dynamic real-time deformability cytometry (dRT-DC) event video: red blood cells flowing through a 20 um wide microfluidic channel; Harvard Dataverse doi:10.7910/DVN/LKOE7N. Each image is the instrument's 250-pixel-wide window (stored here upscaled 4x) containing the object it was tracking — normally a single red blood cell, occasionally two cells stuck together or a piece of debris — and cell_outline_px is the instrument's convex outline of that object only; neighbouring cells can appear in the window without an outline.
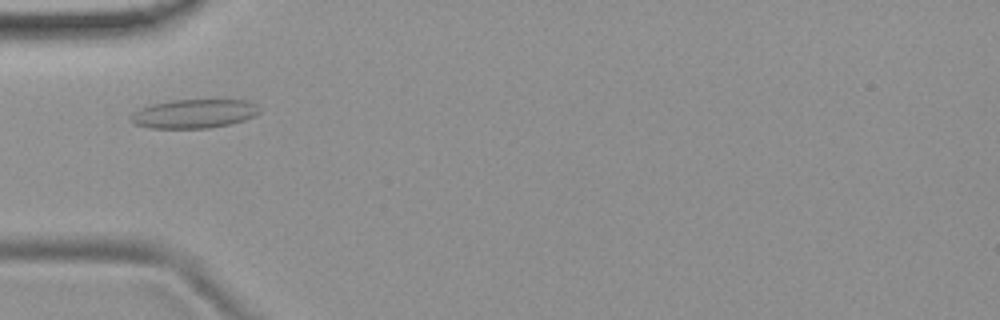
{"species": "common noctule bat (a hibernating species)", "species_latin": "Nyctalus noctula", "temperature_condition": "room temperature", "stored_images_in_passage": 31, "camera_frame_rate_fps": 3000, "um_per_image_px": 0.085, "animal": {"sex": "female", "body_mass_g": 19.9}, "frame": {"image": 1, "passage_image": 2, "time_ms": 0.333, "image_size_px": [1000, 320], "cell_outline_px": [[260, 112], [244, 120], [228, 124], [208, 128], [152, 128], [136, 124], [128, 120], [128, 116], [132, 112], [140, 108], [152, 104], [172, 100], [248, 100], [256, 104], [260, 108]], "centroid_in_image_um": [16.46, 9.66], "position_along_channel_um": 68.5, "area_um2": 21.68}}
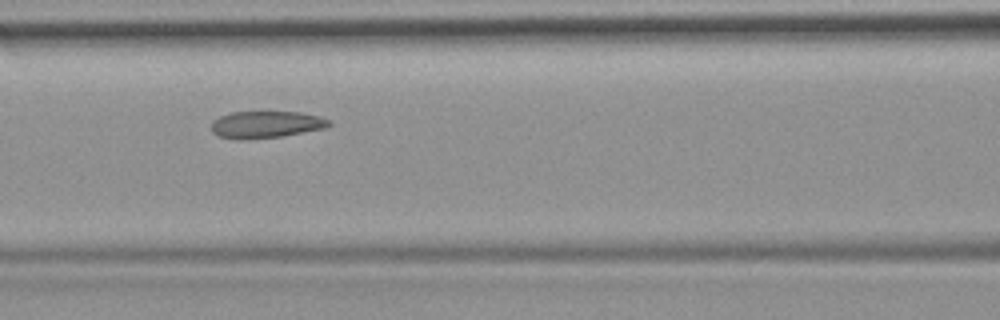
{"frame": {"image": 2, "passage_image": 8, "time_ms": 2.333, "image_size_px": [1000, 320], "cell_outline_px": [[332, 124], [324, 128], [284, 136], [244, 140], [236, 140], [216, 136], [212, 132], [212, 120], [228, 112], [300, 112], [320, 116], [332, 120]], "centroid_in_image_um": [22.59, 10.59], "position_along_channel_um": 144.0, "area_um2": 18.84}}
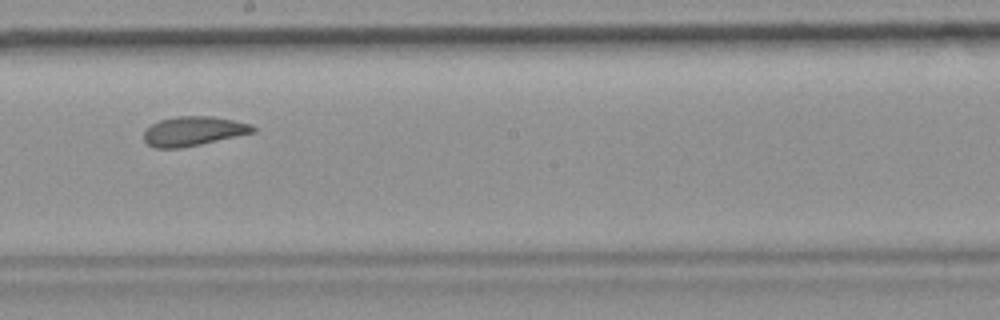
{"frame": {"image": 3, "passage_image": 15, "time_ms": 4.667, "image_size_px": [1000, 320], "cell_outline_px": [[256, 132], [200, 144], [180, 148], [156, 148], [148, 144], [144, 140], [144, 132], [152, 124], [160, 120], [176, 116], [212, 116], [252, 124], [256, 128]], "centroid_in_image_um": [16.45, 11.14], "position_along_channel_um": 231.7, "area_um2": 18.55}, "authors_computed_cell_mechanics": {"area_um2": 18.9006, "velocity_mm_per_s": 3.7821, "shape_relaxation_time_tau1_ms": null, "shape_relaxation_time_tau2_ms": 1.5723, "deformation_change_tau1": null, "deformation_change_tau2": 0.0733}}